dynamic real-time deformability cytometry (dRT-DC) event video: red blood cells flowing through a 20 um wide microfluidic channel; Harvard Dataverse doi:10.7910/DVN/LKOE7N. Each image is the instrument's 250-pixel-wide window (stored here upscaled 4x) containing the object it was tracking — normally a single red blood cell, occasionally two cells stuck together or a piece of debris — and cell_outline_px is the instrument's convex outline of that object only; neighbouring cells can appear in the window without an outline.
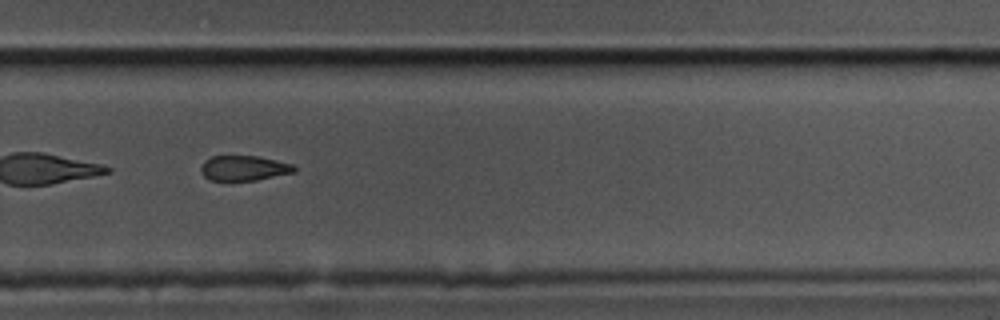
{"species": "common noctule bat (a hibernating species)", "species_latin": "Nyctalus noctula", "temperature_condition": "cold", "stored_images_in_passage": 40, "camera_frame_rate_fps": 3000, "um_per_image_px": 0.085, "animal": {"sex": "male", "body_mass_g": 17.5, "forearm_length_mm": 52.3}, "frame": {"image": 1, "passage_image": 29, "time_ms": 9.333, "image_size_px": [1000, 320], "cell_outline_px": [[296, 172], [256, 180], [228, 184], [208, 180], [200, 172], [200, 168], [204, 160], [212, 156], [256, 156], [276, 160], [292, 164], [296, 168]], "centroid_in_image_um": [20.66, 14.34], "position_along_channel_um": 309.1, "area_um2": 14.33}}